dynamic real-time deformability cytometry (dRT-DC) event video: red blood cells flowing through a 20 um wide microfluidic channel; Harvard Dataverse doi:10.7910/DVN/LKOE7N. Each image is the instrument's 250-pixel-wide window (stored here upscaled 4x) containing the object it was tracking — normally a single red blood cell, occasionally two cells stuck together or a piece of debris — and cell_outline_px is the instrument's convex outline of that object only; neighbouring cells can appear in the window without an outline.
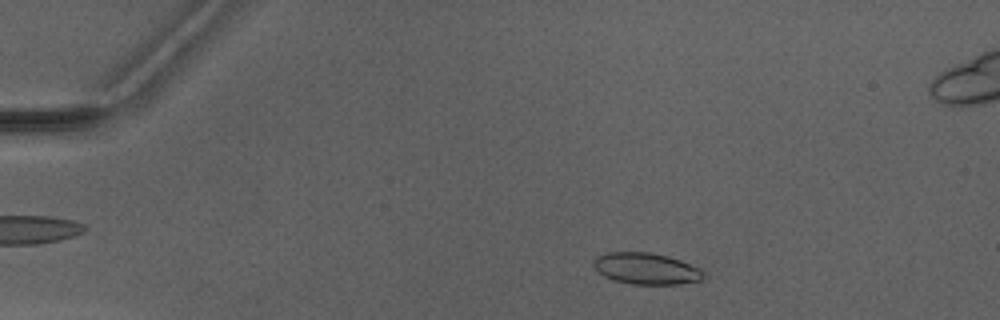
{"species": "Egyptian fruit bat (a non-hibernating species)", "species_latin": "Rousettus aegyptiacus", "temperature_condition": "warm", "stored_images_in_passage": 4, "camera_frame_rate_fps": 3000, "um_per_image_px": 0.085, "animal": {"sex": "male"}, "frame": {"image": 1, "passage_image": 1, "time_ms": 0.0, "image_size_px": [1000, 320], "cell_outline_px": [[704, 280], [676, 284], [632, 284], [616, 280], [604, 276], [592, 264], [592, 260], [596, 256], [608, 252], [648, 252], [668, 256], [680, 260], [700, 268], [704, 272]], "centroid_in_image_um": [54.94, 22.82], "position_along_channel_um": 30.1, "area_um2": 20.11}}